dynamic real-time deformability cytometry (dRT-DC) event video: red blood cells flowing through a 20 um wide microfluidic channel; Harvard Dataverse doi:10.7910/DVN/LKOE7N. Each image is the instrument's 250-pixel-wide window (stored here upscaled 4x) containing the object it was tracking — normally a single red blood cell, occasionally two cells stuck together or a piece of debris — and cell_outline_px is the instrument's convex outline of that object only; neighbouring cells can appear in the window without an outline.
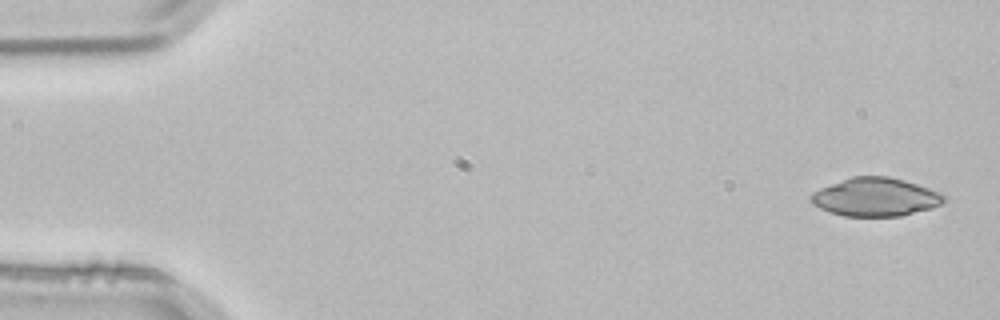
{"species": "common noctule bat (a hibernating species)", "species_latin": "Nyctalus noctula", "temperature_condition": "room temperature", "stored_images_in_passage": 3, "camera_frame_rate_fps": 3000, "um_per_image_px": 0.085, "animal": {"sex": "male", "body_mass_g": 21.5, "forearm_length_mm": 52.0}, "frame": {"image": 1, "passage_image": 1, "time_ms": 0.0, "image_size_px": [1000, 320], "cell_outline_px": [[948, 200], [944, 204], [932, 208], [900, 216], [844, 216], [820, 208], [812, 204], [808, 200], [808, 196], [812, 192], [820, 188], [852, 176], [888, 176], [904, 180], [928, 188], [944, 196]], "centroid_in_image_um": [74.39, 16.75], "position_along_channel_um": 10.6, "area_um2": 29.77}}